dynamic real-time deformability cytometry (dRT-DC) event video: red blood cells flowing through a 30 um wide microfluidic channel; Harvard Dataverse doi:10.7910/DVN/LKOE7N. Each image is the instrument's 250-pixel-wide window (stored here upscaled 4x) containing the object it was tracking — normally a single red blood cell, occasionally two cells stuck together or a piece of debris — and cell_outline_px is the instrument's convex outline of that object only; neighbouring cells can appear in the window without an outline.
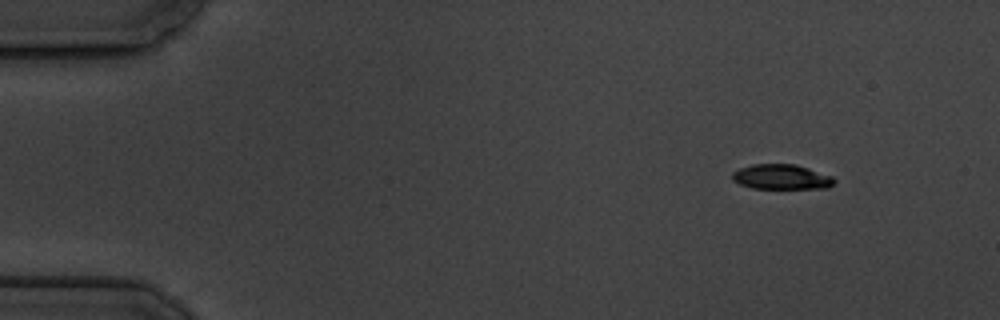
{"species": "common noctule bat (a hibernating species)", "species_latin": "Nyctalus noctula", "temperature_condition": "cold", "stored_images_in_passage": 5, "camera_frame_rate_fps": 3000, "um_per_image_px": 0.085, "animal": {"sex": "male", "body_mass_g": 19.5, "forearm_length_mm": 54.6}, "frame": {"image": 1, "passage_image": 2, "time_ms": 1.0, "image_size_px": [1000, 320], "cell_outline_px": [[836, 180], [828, 188], [752, 188], [740, 184], [732, 180], [732, 172], [740, 168], [752, 164], [796, 164], [832, 176]], "centroid_in_image_um": [66.41, 15.03], "position_along_channel_um": 18.6, "area_um2": 14.8}}
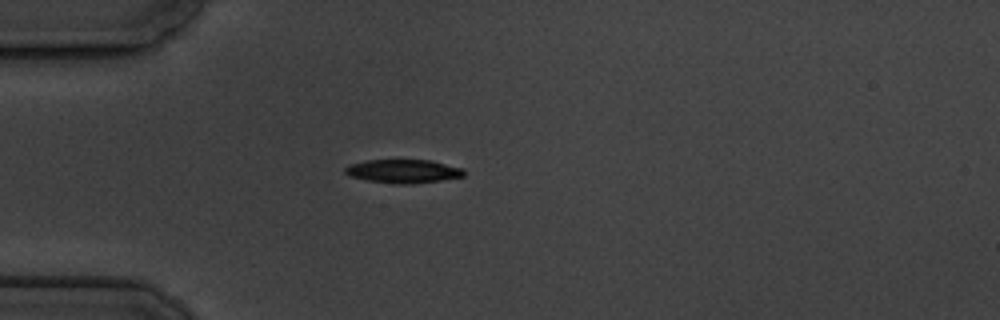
{"frame": {"image": 2, "passage_image": 5, "time_ms": 4.333, "image_size_px": [1000, 320], "cell_outline_px": [[464, 176], [440, 180], [412, 184], [392, 184], [368, 180], [348, 176], [344, 172], [344, 168], [348, 164], [368, 160], [432, 160], [464, 168]], "centroid_in_image_um": [34.26, 14.55], "position_along_channel_um": 50.7, "area_um2": 16.47}}